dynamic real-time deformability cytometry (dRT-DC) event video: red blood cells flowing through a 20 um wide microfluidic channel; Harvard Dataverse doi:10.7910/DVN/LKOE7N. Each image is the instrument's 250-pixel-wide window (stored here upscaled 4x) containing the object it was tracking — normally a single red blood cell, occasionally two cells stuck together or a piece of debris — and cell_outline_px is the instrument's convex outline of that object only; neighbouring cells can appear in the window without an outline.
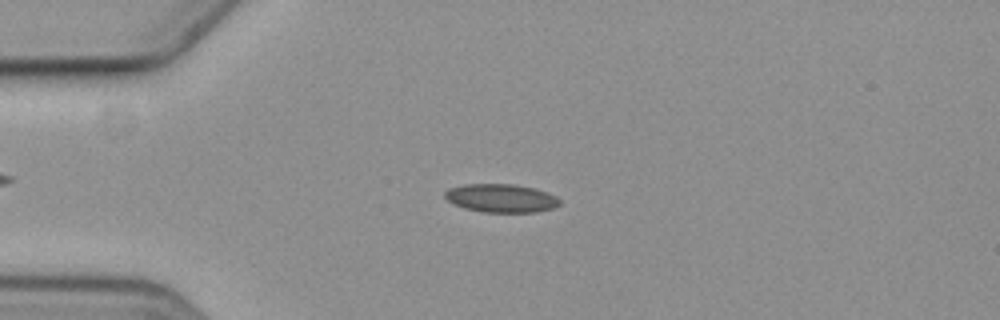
{"species": "common noctule bat (a hibernating species)", "species_latin": "Nyctalus noctula", "temperature_condition": "cold", "stored_images_in_passage": 58, "camera_frame_rate_fps": 3000, "um_per_image_px": 0.085, "animal": {"sex": "female", "body_mass_g": 19.3, "forearm_length_mm": 54.1}, "frame": {"image": 1, "passage_image": 14, "time_ms": 4.333, "image_size_px": [1000, 320], "cell_outline_px": [[560, 204], [556, 208], [536, 212], [484, 212], [464, 208], [452, 204], [444, 196], [444, 192], [448, 188], [464, 184], [512, 184], [532, 188], [556, 196], [560, 200]], "centroid_in_image_um": [42.57, 16.85], "position_along_channel_um": 42.4, "area_um2": 19.02}}
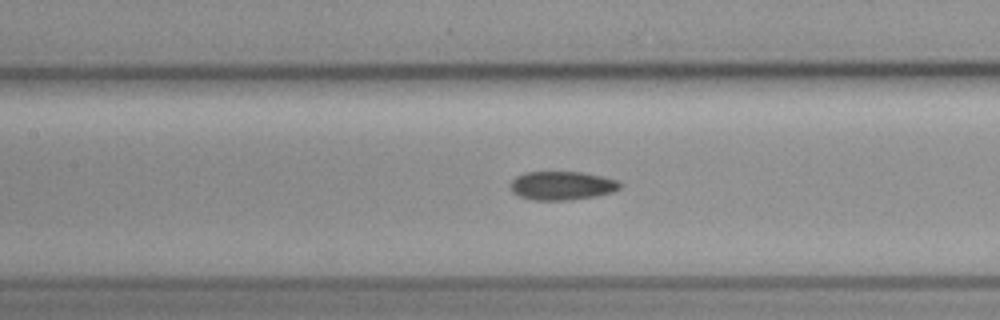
{"frame": {"image": 2, "passage_image": 26, "time_ms": 8.333, "image_size_px": [1000, 320], "cell_outline_px": [[620, 188], [612, 192], [596, 196], [572, 200], [532, 200], [520, 196], [512, 192], [508, 184], [516, 176], [524, 172], [580, 172], [604, 176], [616, 180], [620, 184]], "centroid_in_image_um": [47.73, 15.78], "position_along_channel_um": 159.7, "area_um2": 18.44}}
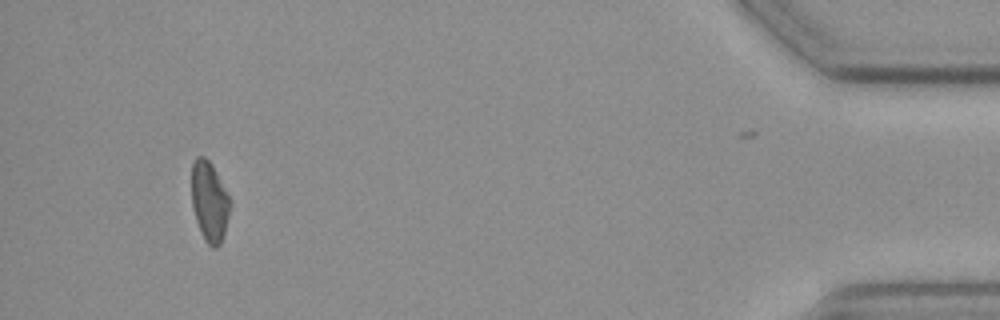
{"frame": {"image": 3, "passage_image": 54, "time_ms": 17.667, "image_size_px": [1000, 320], "cell_outline_px": [[228, 216], [224, 232], [220, 244], [216, 248], [212, 248], [204, 240], [196, 220], [192, 204], [192, 164], [196, 156], [204, 156], [212, 164], [228, 196]], "centroid_in_image_um": [17.77, 17.12], "position_along_channel_um": 417.4, "area_um2": 17.46}}